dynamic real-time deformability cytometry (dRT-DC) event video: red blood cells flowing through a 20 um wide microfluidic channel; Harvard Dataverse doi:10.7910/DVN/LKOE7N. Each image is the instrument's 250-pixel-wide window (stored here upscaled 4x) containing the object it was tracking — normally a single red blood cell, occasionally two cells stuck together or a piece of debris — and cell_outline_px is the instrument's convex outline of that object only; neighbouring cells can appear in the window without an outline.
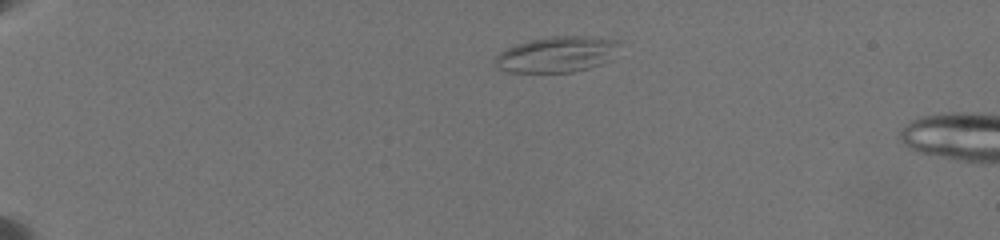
{"species": "common noctule bat (a hibernating species)", "species_latin": "Nyctalus noctula", "temperature_condition": "warm", "stored_images_in_passage": 44, "camera_frame_rate_fps": 3000, "um_per_image_px": 0.085, "animal": {"sex": "female", "body_mass_g": 19.5, "forearm_length_mm": 54.1}, "frame": {"image": 1, "passage_image": 1, "time_ms": 0.0, "image_size_px": [1000, 240], "cell_outline_px": [[624, 40], [612, 60], [588, 68], [572, 72], [508, 72], [496, 68], [492, 64], [492, 60], [500, 52], [516, 44], [532, 40], [552, 36], [588, 36]], "centroid_in_image_um": [47.37, 4.62], "position_along_channel_um": 37.6, "area_um2": 26.41}}
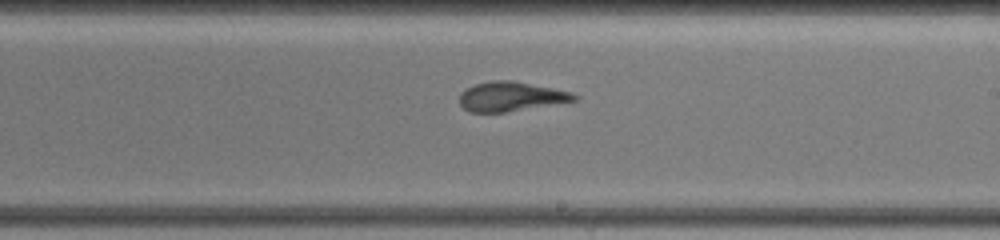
{"frame": {"image": 2, "passage_image": 29, "time_ms": 8.333, "image_size_px": [1000, 240], "cell_outline_px": [[580, 96], [576, 100], [504, 112], [468, 112], [460, 104], [460, 92], [464, 88], [476, 84], [492, 80], [512, 80], [572, 92]], "centroid_in_image_um": [43.39, 8.19], "position_along_channel_um": 245.6, "area_um2": 19.54}}
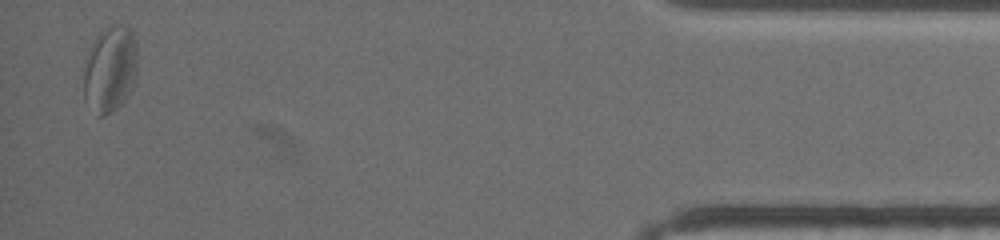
{"frame": {"image": 3, "passage_image": 44, "time_ms": 15.333, "image_size_px": [1000, 240], "cell_outline_px": [[136, 84], [124, 100], [116, 108], [104, 116], [96, 116], [84, 100], [84, 56], [96, 36], [112, 24], [120, 24], [132, 28], [136, 44]], "centroid_in_image_um": [9.35, 5.87], "position_along_channel_um": 425.9, "area_um2": 27.63}, "authors_computed_cell_mechanics": {"area_um2": 20.2878, "velocity_mm_per_s": 3.4782, "shape_relaxation_time_tau1_ms": 7.2175, "shape_relaxation_time_tau2_ms": 2.0995, "deformation_change_tau1": 0.1938, "deformation_change_tau2": 0.1104}}